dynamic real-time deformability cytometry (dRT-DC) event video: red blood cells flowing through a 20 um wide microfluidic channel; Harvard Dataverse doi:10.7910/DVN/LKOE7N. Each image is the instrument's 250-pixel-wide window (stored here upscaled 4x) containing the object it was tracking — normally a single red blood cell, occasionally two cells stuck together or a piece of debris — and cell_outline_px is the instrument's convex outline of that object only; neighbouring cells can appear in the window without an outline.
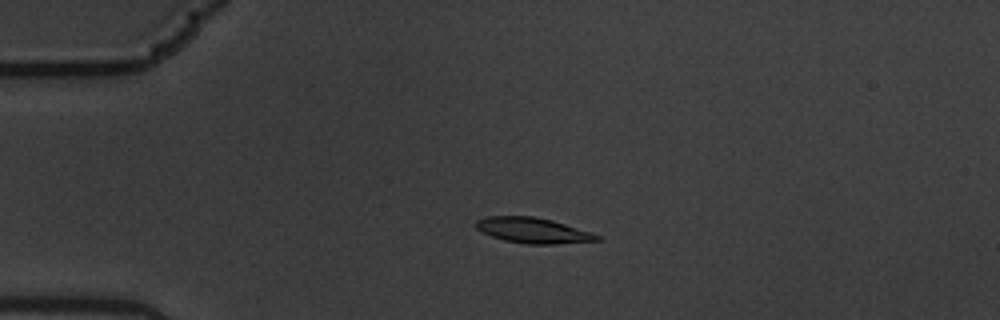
{"species": "common noctule bat (a hibernating species)", "species_latin": "Nyctalus noctula", "temperature_condition": "warm", "stored_images_in_passage": 5, "camera_frame_rate_fps": 3000, "um_per_image_px": 0.085, "animal": {"sex": "male", "body_mass_g": 19.5, "forearm_length_mm": 54.6}, "frame": {"image": 1, "passage_image": 4, "time_ms": 1.0, "image_size_px": [1000, 320], "cell_outline_px": [[600, 240], [552, 244], [524, 244], [504, 240], [492, 236], [476, 228], [476, 220], [488, 216], [532, 216], [552, 220], [600, 236]], "centroid_in_image_um": [45.25, 19.58], "position_along_channel_um": 39.7, "area_um2": 17.57}}